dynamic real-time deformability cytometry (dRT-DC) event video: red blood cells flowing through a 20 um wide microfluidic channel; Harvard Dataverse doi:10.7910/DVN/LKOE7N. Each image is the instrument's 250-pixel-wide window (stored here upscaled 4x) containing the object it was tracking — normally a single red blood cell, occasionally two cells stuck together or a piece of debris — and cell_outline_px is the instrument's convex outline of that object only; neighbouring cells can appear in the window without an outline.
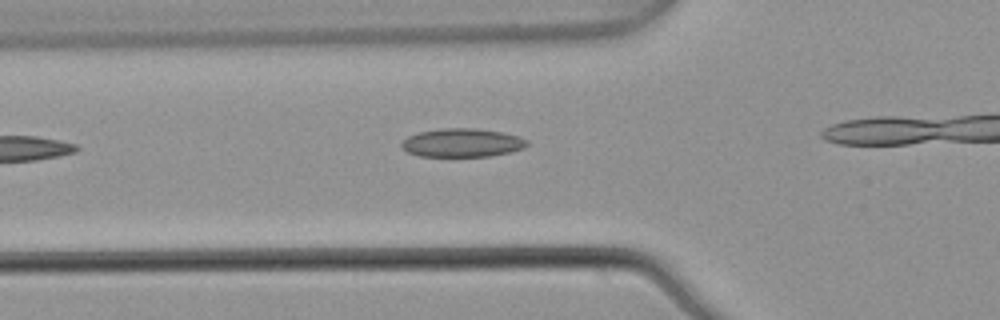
{"species": "common noctule bat (a hibernating species)", "species_latin": "Nyctalus noctula", "temperature_condition": "warm", "stored_images_in_passage": 3, "camera_frame_rate_fps": 3000, "um_per_image_px": 0.085, "animal": {"sex": "male", "body_mass_g": 21.5, "forearm_length_mm": 52.0}, "frame": {"image": 1, "passage_image": 2, "time_ms": 0.333, "image_size_px": [1000, 320], "cell_outline_px": [[528, 144], [524, 148], [512, 152], [492, 156], [420, 156], [408, 152], [400, 148], [400, 144], [408, 136], [420, 132], [444, 128], [476, 128], [504, 132], [520, 136], [528, 140]], "centroid_in_image_um": [39.32, 12.13], "position_along_channel_um": 86.5, "area_um2": 21.04}}